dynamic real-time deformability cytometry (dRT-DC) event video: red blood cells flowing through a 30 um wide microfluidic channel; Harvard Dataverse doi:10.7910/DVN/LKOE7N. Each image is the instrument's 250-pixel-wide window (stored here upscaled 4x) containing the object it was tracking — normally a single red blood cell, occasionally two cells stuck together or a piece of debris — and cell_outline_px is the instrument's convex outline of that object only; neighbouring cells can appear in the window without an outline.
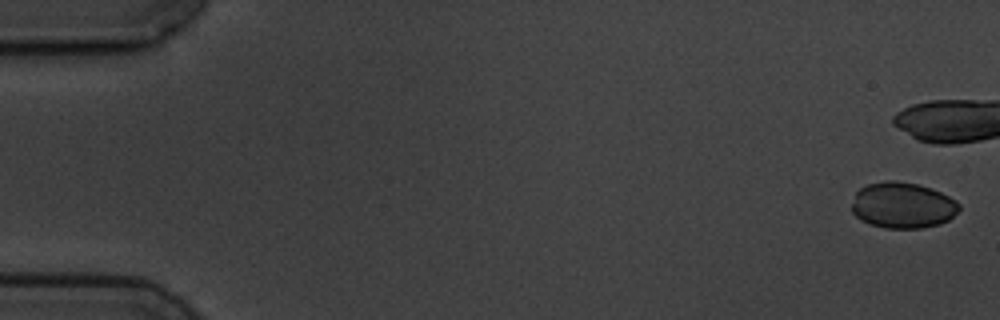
{"species": "common noctule bat (a hibernating species)", "species_latin": "Nyctalus noctula", "temperature_condition": "cold", "stored_images_in_passage": 7, "camera_frame_rate_fps": 3000, "um_per_image_px": 0.085, "animal": {"sex": "male", "body_mass_g": 19.5, "forearm_length_mm": 54.6}, "frame": {"image": 1, "passage_image": 1, "time_ms": 0.0, "image_size_px": [1000, 320], "cell_outline_px": [[960, 208], [948, 220], [940, 224], [924, 228], [884, 228], [860, 220], [852, 212], [852, 204], [856, 192], [860, 188], [868, 184], [884, 180], [896, 180], [916, 184], [932, 188], [956, 200], [960, 204]], "centroid_in_image_um": [76.72, 17.44], "position_along_channel_um": 8.3, "area_um2": 28.84}}